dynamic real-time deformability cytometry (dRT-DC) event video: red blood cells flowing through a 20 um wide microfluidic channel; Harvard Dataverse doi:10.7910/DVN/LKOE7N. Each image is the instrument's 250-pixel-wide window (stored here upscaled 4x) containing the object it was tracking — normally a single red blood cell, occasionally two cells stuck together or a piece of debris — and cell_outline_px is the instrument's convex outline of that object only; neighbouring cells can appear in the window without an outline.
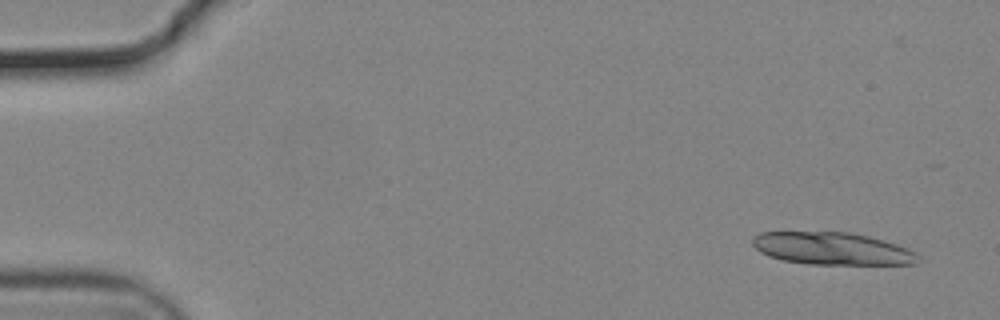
{"species": "common noctule bat (a hibernating species)", "species_latin": "Nyctalus noctula", "temperature_condition": "cold", "stored_images_in_passage": 16, "camera_frame_rate_fps": 3000, "um_per_image_px": 0.085, "animal": {"sex": "male", "body_mass_g": 19.2, "forearm_length_mm": 51.8}, "frame": {"image": 1, "passage_image": 3, "time_ms": 0.667, "image_size_px": [1000, 320], "cell_outline_px": [[920, 260], [916, 264], [808, 264], [784, 260], [768, 256], [760, 252], [752, 244], [752, 236], [760, 232], [848, 232], [868, 236], [884, 240], [908, 248], [916, 252], [920, 256]], "centroid_in_image_um": [70.74, 21.13], "position_along_channel_um": 14.3, "area_um2": 31.39}}